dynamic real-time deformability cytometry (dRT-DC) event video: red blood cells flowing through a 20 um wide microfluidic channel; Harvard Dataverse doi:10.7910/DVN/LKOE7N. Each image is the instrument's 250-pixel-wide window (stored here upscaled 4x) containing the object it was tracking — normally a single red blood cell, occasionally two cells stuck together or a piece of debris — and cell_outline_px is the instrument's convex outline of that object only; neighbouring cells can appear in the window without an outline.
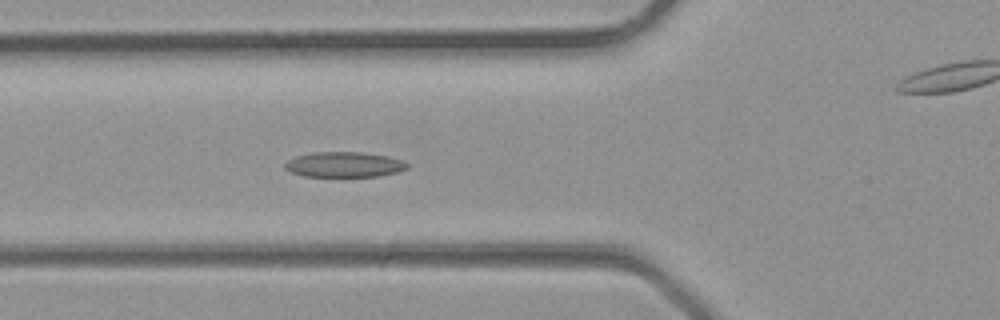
{"species": "common noctule bat (a hibernating species)", "species_latin": "Nyctalus noctula", "temperature_condition": "room temperature", "stored_images_in_passage": 36, "camera_frame_rate_fps": 3000, "um_per_image_px": 0.085, "animal": {"sex": "male", "body_mass_g": 23.1, "forearm_length_mm": 52.7}, "frame": {"image": 1, "passage_image": 13, "time_ms": 4.0, "image_size_px": [1000, 320], "cell_outline_px": [[408, 168], [400, 172], [380, 176], [304, 176], [292, 172], [284, 168], [284, 164], [288, 160], [296, 156], [312, 152], [360, 152], [388, 156], [400, 160], [408, 164]], "centroid_in_image_um": [29.27, 13.98], "position_along_channel_um": 96.5, "area_um2": 17.98}}
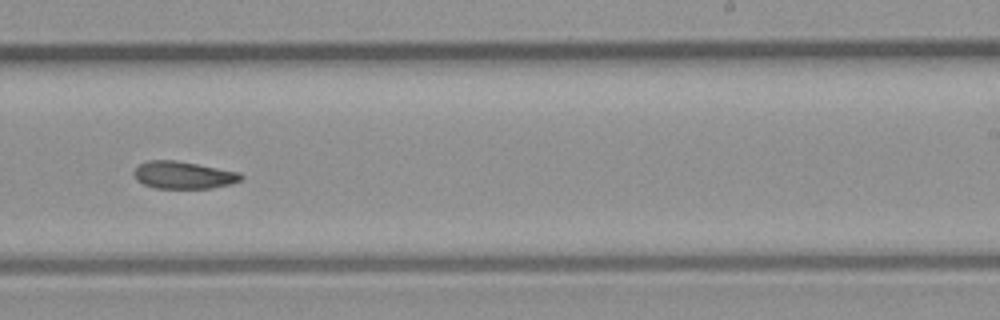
{"frame": {"image": 2, "passage_image": 22, "time_ms": 7.0, "image_size_px": [1000, 320], "cell_outline_px": [[244, 180], [212, 188], [156, 188], [144, 184], [136, 180], [132, 172], [144, 160], [176, 160], [240, 172], [244, 176]], "centroid_in_image_um": [15.59, 14.87], "position_along_channel_um": 273.4, "area_um2": 17.17}}
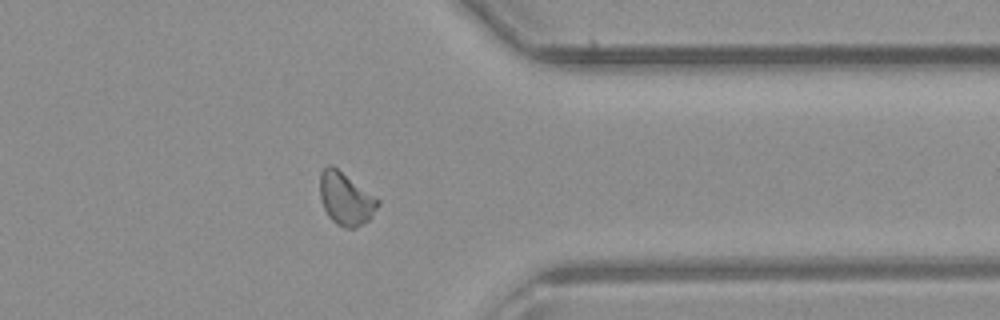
{"frame": {"image": 3, "passage_image": 28, "time_ms": 9.0, "image_size_px": [1000, 320], "cell_outline_px": [[380, 204], [372, 216], [368, 220], [356, 228], [344, 228], [336, 224], [328, 216], [324, 208], [320, 196], [320, 172], [328, 164], [332, 164], [380, 200]], "centroid_in_image_um": [29.38, 16.89], "position_along_channel_um": 382.0, "area_um2": 17.8}}